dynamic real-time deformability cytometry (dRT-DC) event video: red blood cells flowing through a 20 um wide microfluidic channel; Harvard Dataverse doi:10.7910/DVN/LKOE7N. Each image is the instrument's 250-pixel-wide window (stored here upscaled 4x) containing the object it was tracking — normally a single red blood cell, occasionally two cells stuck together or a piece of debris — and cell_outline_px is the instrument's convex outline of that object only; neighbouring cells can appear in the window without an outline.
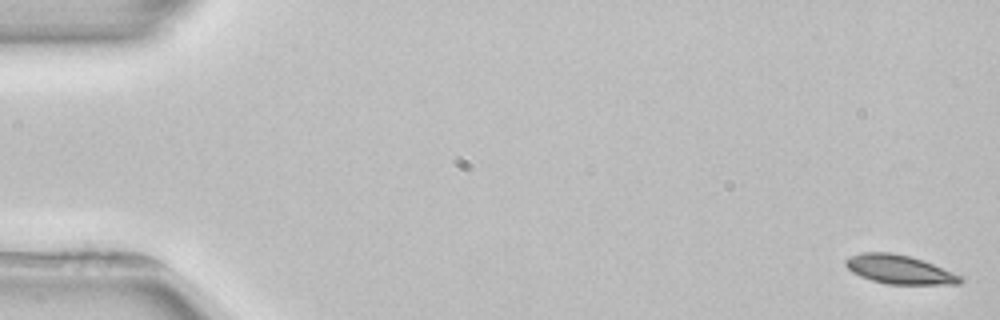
{"species": "common noctule bat (a hibernating species)", "species_latin": "Nyctalus noctula", "temperature_condition": "room temperature", "stored_images_in_passage": 3, "camera_frame_rate_fps": 3000, "um_per_image_px": 0.085, "animal": {"sex": "female", "body_mass_g": 22.7, "forearm_length_mm": 54.2}, "frame": {"image": 1, "passage_image": 1, "time_ms": 0.0, "image_size_px": [1000, 320], "cell_outline_px": [[964, 280], [960, 284], [888, 284], [872, 280], [860, 276], [852, 272], [844, 264], [844, 260], [848, 256], [860, 252], [892, 252], [912, 256], [952, 272], [960, 276]], "centroid_in_image_um": [76.4, 22.89], "position_along_channel_um": 8.6, "area_um2": 19.31}}
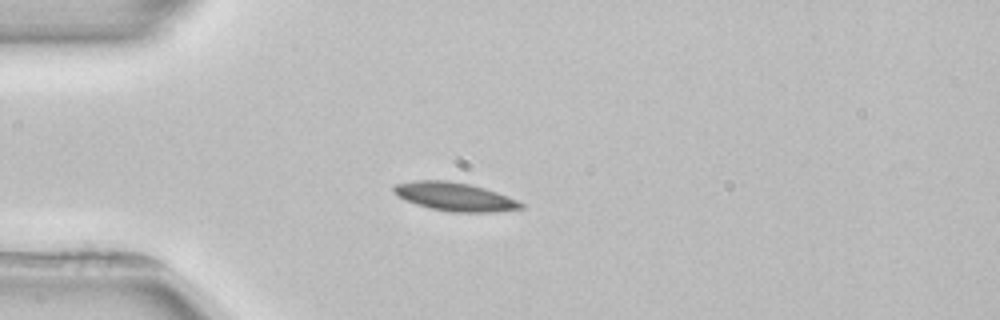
{"frame": {"image": 2, "passage_image": 3, "time_ms": 4.333, "image_size_px": [1000, 320], "cell_outline_px": [[524, 208], [492, 212], [452, 212], [428, 208], [404, 200], [396, 196], [392, 192], [392, 184], [412, 180], [448, 180], [468, 184], [484, 188], [496, 192], [516, 200], [524, 204]], "centroid_in_image_um": [38.56, 16.71], "position_along_channel_um": 46.4, "area_um2": 21.27}}